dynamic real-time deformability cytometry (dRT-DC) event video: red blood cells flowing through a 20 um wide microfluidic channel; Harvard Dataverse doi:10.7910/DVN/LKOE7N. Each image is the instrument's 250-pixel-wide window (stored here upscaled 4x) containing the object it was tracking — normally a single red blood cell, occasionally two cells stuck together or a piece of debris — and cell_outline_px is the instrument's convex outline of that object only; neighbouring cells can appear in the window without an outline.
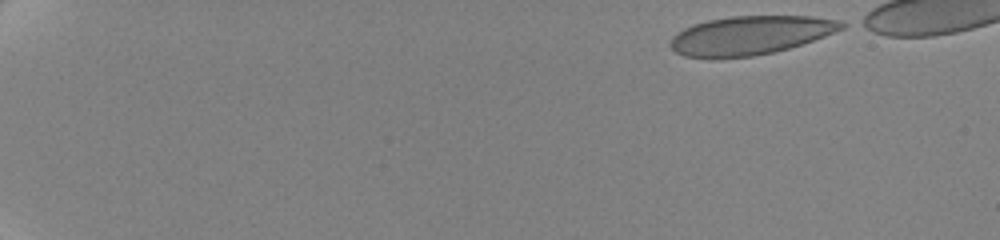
{"species": "human", "species_latin": "Homo sapiens", "temperature_condition": "cold", "stored_images_in_passage": 39, "camera_frame_rate_fps": 3000, "um_per_image_px": 0.085, "donor": {"sex": "female"}, "frame": {"image": 1, "passage_image": 1, "time_ms": 0.0, "image_size_px": [1000, 240], "cell_outline_px": [[848, 24], [844, 28], [824, 36], [788, 48], [772, 52], [752, 56], [720, 60], [684, 56], [676, 52], [668, 44], [672, 36], [684, 28], [692, 24], [708, 20], [732, 16], [812, 16], [840, 20]], "centroid_in_image_um": [63.72, 3.01], "position_along_channel_um": 21.3, "area_um2": 39.02}}
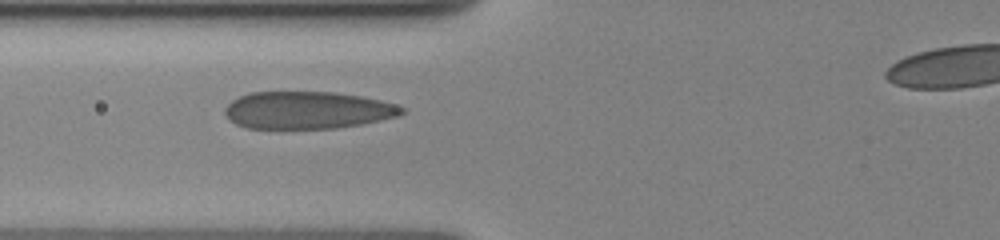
{"frame": {"image": 2, "passage_image": 30, "time_ms": 6.667, "image_size_px": [1000, 240], "cell_outline_px": [[404, 112], [400, 116], [360, 124], [336, 128], [280, 132], [248, 128], [236, 124], [228, 120], [224, 112], [224, 108], [232, 100], [240, 96], [252, 92], [332, 92], [360, 96], [380, 100], [404, 108]], "centroid_in_image_um": [26.05, 9.42], "position_along_channel_um": 99.8, "area_um2": 39.59}}
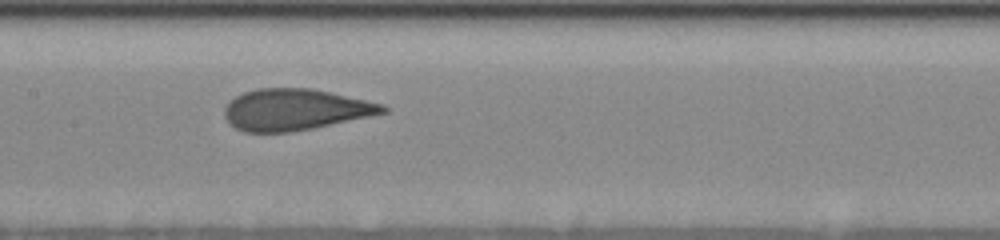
{"frame": {"image": 3, "passage_image": 38, "time_ms": 9.0, "image_size_px": [1000, 240], "cell_outline_px": [[388, 112], [312, 128], [288, 132], [244, 132], [236, 128], [224, 116], [224, 108], [236, 96], [244, 92], [256, 88], [312, 88], [332, 92], [384, 104], [388, 108]], "centroid_in_image_um": [25.1, 9.3], "position_along_channel_um": 182.3, "area_um2": 37.92}}